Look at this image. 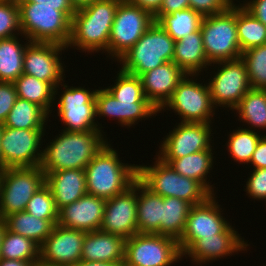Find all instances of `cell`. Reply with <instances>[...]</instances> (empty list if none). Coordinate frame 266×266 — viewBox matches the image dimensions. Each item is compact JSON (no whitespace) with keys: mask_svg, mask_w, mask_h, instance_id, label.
<instances>
[{"mask_svg":"<svg viewBox=\"0 0 266 266\" xmlns=\"http://www.w3.org/2000/svg\"><path fill=\"white\" fill-rule=\"evenodd\" d=\"M250 164L254 169L266 168V134L260 138L253 152Z\"/></svg>","mask_w":266,"mask_h":266,"instance_id":"48","label":"cell"},{"mask_svg":"<svg viewBox=\"0 0 266 266\" xmlns=\"http://www.w3.org/2000/svg\"><path fill=\"white\" fill-rule=\"evenodd\" d=\"M212 152V149H208L177 159L162 160L171 165L178 174L198 181L212 195L213 186L207 181V175L212 170L214 162Z\"/></svg>","mask_w":266,"mask_h":266,"instance_id":"28","label":"cell"},{"mask_svg":"<svg viewBox=\"0 0 266 266\" xmlns=\"http://www.w3.org/2000/svg\"><path fill=\"white\" fill-rule=\"evenodd\" d=\"M0 266H35V265L30 261L9 260L2 258L0 260Z\"/></svg>","mask_w":266,"mask_h":266,"instance_id":"51","label":"cell"},{"mask_svg":"<svg viewBox=\"0 0 266 266\" xmlns=\"http://www.w3.org/2000/svg\"><path fill=\"white\" fill-rule=\"evenodd\" d=\"M20 34L22 33L17 0H0V39L11 38Z\"/></svg>","mask_w":266,"mask_h":266,"instance_id":"42","label":"cell"},{"mask_svg":"<svg viewBox=\"0 0 266 266\" xmlns=\"http://www.w3.org/2000/svg\"><path fill=\"white\" fill-rule=\"evenodd\" d=\"M211 127V123H178L169 135L167 133L157 156L160 159H177L212 149Z\"/></svg>","mask_w":266,"mask_h":266,"instance_id":"16","label":"cell"},{"mask_svg":"<svg viewBox=\"0 0 266 266\" xmlns=\"http://www.w3.org/2000/svg\"><path fill=\"white\" fill-rule=\"evenodd\" d=\"M45 184L40 166L11 167L0 172V218L25 211L28 201Z\"/></svg>","mask_w":266,"mask_h":266,"instance_id":"8","label":"cell"},{"mask_svg":"<svg viewBox=\"0 0 266 266\" xmlns=\"http://www.w3.org/2000/svg\"><path fill=\"white\" fill-rule=\"evenodd\" d=\"M251 128L266 129V89L251 88L233 109Z\"/></svg>","mask_w":266,"mask_h":266,"instance_id":"35","label":"cell"},{"mask_svg":"<svg viewBox=\"0 0 266 266\" xmlns=\"http://www.w3.org/2000/svg\"><path fill=\"white\" fill-rule=\"evenodd\" d=\"M237 35L241 51L266 44V26L247 11L236 4Z\"/></svg>","mask_w":266,"mask_h":266,"instance_id":"34","label":"cell"},{"mask_svg":"<svg viewBox=\"0 0 266 266\" xmlns=\"http://www.w3.org/2000/svg\"><path fill=\"white\" fill-rule=\"evenodd\" d=\"M95 1L96 0H69L71 6L75 11L91 5Z\"/></svg>","mask_w":266,"mask_h":266,"instance_id":"53","label":"cell"},{"mask_svg":"<svg viewBox=\"0 0 266 266\" xmlns=\"http://www.w3.org/2000/svg\"><path fill=\"white\" fill-rule=\"evenodd\" d=\"M215 194L208 197L203 203L190 208L186 225L178 245L183 254L197 239L221 234L230 224L227 222L215 199Z\"/></svg>","mask_w":266,"mask_h":266,"instance_id":"17","label":"cell"},{"mask_svg":"<svg viewBox=\"0 0 266 266\" xmlns=\"http://www.w3.org/2000/svg\"><path fill=\"white\" fill-rule=\"evenodd\" d=\"M86 231L54 225L50 235L40 246V261L49 264L76 266Z\"/></svg>","mask_w":266,"mask_h":266,"instance_id":"19","label":"cell"},{"mask_svg":"<svg viewBox=\"0 0 266 266\" xmlns=\"http://www.w3.org/2000/svg\"><path fill=\"white\" fill-rule=\"evenodd\" d=\"M188 8H190V0H163L159 11L154 15V21L157 22L163 15Z\"/></svg>","mask_w":266,"mask_h":266,"instance_id":"46","label":"cell"},{"mask_svg":"<svg viewBox=\"0 0 266 266\" xmlns=\"http://www.w3.org/2000/svg\"><path fill=\"white\" fill-rule=\"evenodd\" d=\"M200 30L203 47L210 64L241 58V48L237 35L236 4L223 13L205 16Z\"/></svg>","mask_w":266,"mask_h":266,"instance_id":"7","label":"cell"},{"mask_svg":"<svg viewBox=\"0 0 266 266\" xmlns=\"http://www.w3.org/2000/svg\"><path fill=\"white\" fill-rule=\"evenodd\" d=\"M126 239L96 230L86 232L81 261H99L124 264Z\"/></svg>","mask_w":266,"mask_h":266,"instance_id":"25","label":"cell"},{"mask_svg":"<svg viewBox=\"0 0 266 266\" xmlns=\"http://www.w3.org/2000/svg\"><path fill=\"white\" fill-rule=\"evenodd\" d=\"M106 200L86 194L59 210L58 225L92 232L100 230Z\"/></svg>","mask_w":266,"mask_h":266,"instance_id":"22","label":"cell"},{"mask_svg":"<svg viewBox=\"0 0 266 266\" xmlns=\"http://www.w3.org/2000/svg\"><path fill=\"white\" fill-rule=\"evenodd\" d=\"M214 64H218V70L212 79H208L211 80L208 81V86L212 103L216 108L220 106L233 111L251 89L246 65L241 58L215 62L212 65Z\"/></svg>","mask_w":266,"mask_h":266,"instance_id":"12","label":"cell"},{"mask_svg":"<svg viewBox=\"0 0 266 266\" xmlns=\"http://www.w3.org/2000/svg\"><path fill=\"white\" fill-rule=\"evenodd\" d=\"M186 75L173 61L142 74L140 79L145 97L159 111Z\"/></svg>","mask_w":266,"mask_h":266,"instance_id":"23","label":"cell"},{"mask_svg":"<svg viewBox=\"0 0 266 266\" xmlns=\"http://www.w3.org/2000/svg\"><path fill=\"white\" fill-rule=\"evenodd\" d=\"M58 210L87 194L85 169L44 171Z\"/></svg>","mask_w":266,"mask_h":266,"instance_id":"24","label":"cell"},{"mask_svg":"<svg viewBox=\"0 0 266 266\" xmlns=\"http://www.w3.org/2000/svg\"><path fill=\"white\" fill-rule=\"evenodd\" d=\"M6 230V224L3 219L0 218V260L2 259L1 256V245H2V240H3V234Z\"/></svg>","mask_w":266,"mask_h":266,"instance_id":"54","label":"cell"},{"mask_svg":"<svg viewBox=\"0 0 266 266\" xmlns=\"http://www.w3.org/2000/svg\"><path fill=\"white\" fill-rule=\"evenodd\" d=\"M108 142L85 167L87 194L111 199L138 178V165L122 163Z\"/></svg>","mask_w":266,"mask_h":266,"instance_id":"3","label":"cell"},{"mask_svg":"<svg viewBox=\"0 0 266 266\" xmlns=\"http://www.w3.org/2000/svg\"><path fill=\"white\" fill-rule=\"evenodd\" d=\"M3 123H0V168L2 169V157H1V137L3 131Z\"/></svg>","mask_w":266,"mask_h":266,"instance_id":"55","label":"cell"},{"mask_svg":"<svg viewBox=\"0 0 266 266\" xmlns=\"http://www.w3.org/2000/svg\"><path fill=\"white\" fill-rule=\"evenodd\" d=\"M21 35L31 42H48L67 46L71 33V18L57 7L36 6L17 1Z\"/></svg>","mask_w":266,"mask_h":266,"instance_id":"4","label":"cell"},{"mask_svg":"<svg viewBox=\"0 0 266 266\" xmlns=\"http://www.w3.org/2000/svg\"><path fill=\"white\" fill-rule=\"evenodd\" d=\"M45 129H16L3 127L1 137L2 169L40 166L41 140Z\"/></svg>","mask_w":266,"mask_h":266,"instance_id":"13","label":"cell"},{"mask_svg":"<svg viewBox=\"0 0 266 266\" xmlns=\"http://www.w3.org/2000/svg\"><path fill=\"white\" fill-rule=\"evenodd\" d=\"M26 46L27 43L20 44L17 36L0 39V82H14L23 74Z\"/></svg>","mask_w":266,"mask_h":266,"instance_id":"32","label":"cell"},{"mask_svg":"<svg viewBox=\"0 0 266 266\" xmlns=\"http://www.w3.org/2000/svg\"><path fill=\"white\" fill-rule=\"evenodd\" d=\"M233 4V0H190V8L202 17L223 13Z\"/></svg>","mask_w":266,"mask_h":266,"instance_id":"43","label":"cell"},{"mask_svg":"<svg viewBox=\"0 0 266 266\" xmlns=\"http://www.w3.org/2000/svg\"><path fill=\"white\" fill-rule=\"evenodd\" d=\"M13 82H0V123H3L17 100Z\"/></svg>","mask_w":266,"mask_h":266,"instance_id":"45","label":"cell"},{"mask_svg":"<svg viewBox=\"0 0 266 266\" xmlns=\"http://www.w3.org/2000/svg\"><path fill=\"white\" fill-rule=\"evenodd\" d=\"M35 266H67V265H56V264H49L46 262L38 261Z\"/></svg>","mask_w":266,"mask_h":266,"instance_id":"56","label":"cell"},{"mask_svg":"<svg viewBox=\"0 0 266 266\" xmlns=\"http://www.w3.org/2000/svg\"><path fill=\"white\" fill-rule=\"evenodd\" d=\"M3 220L7 230L30 238L39 246L44 243L54 227L50 220L37 218L26 211L12 213Z\"/></svg>","mask_w":266,"mask_h":266,"instance_id":"29","label":"cell"},{"mask_svg":"<svg viewBox=\"0 0 266 266\" xmlns=\"http://www.w3.org/2000/svg\"><path fill=\"white\" fill-rule=\"evenodd\" d=\"M62 131L42 150L43 171L85 169L108 142L101 131Z\"/></svg>","mask_w":266,"mask_h":266,"instance_id":"1","label":"cell"},{"mask_svg":"<svg viewBox=\"0 0 266 266\" xmlns=\"http://www.w3.org/2000/svg\"><path fill=\"white\" fill-rule=\"evenodd\" d=\"M174 39L157 23L118 60L123 72L140 77L154 68L172 61Z\"/></svg>","mask_w":266,"mask_h":266,"instance_id":"6","label":"cell"},{"mask_svg":"<svg viewBox=\"0 0 266 266\" xmlns=\"http://www.w3.org/2000/svg\"><path fill=\"white\" fill-rule=\"evenodd\" d=\"M96 117H111L130 128L138 120L157 115L158 110L149 101H119L106 88L97 89L95 95Z\"/></svg>","mask_w":266,"mask_h":266,"instance_id":"21","label":"cell"},{"mask_svg":"<svg viewBox=\"0 0 266 266\" xmlns=\"http://www.w3.org/2000/svg\"><path fill=\"white\" fill-rule=\"evenodd\" d=\"M248 128L241 127L240 129L238 127V130L233 129V133L229 134L228 142H226L230 156L234 161L240 162V164L250 163L253 152L255 151L260 138L263 136L252 130L250 126Z\"/></svg>","mask_w":266,"mask_h":266,"instance_id":"38","label":"cell"},{"mask_svg":"<svg viewBox=\"0 0 266 266\" xmlns=\"http://www.w3.org/2000/svg\"><path fill=\"white\" fill-rule=\"evenodd\" d=\"M163 197L137 178V228L141 234H160Z\"/></svg>","mask_w":266,"mask_h":266,"instance_id":"27","label":"cell"},{"mask_svg":"<svg viewBox=\"0 0 266 266\" xmlns=\"http://www.w3.org/2000/svg\"><path fill=\"white\" fill-rule=\"evenodd\" d=\"M251 88L266 89V44L242 52Z\"/></svg>","mask_w":266,"mask_h":266,"instance_id":"39","label":"cell"},{"mask_svg":"<svg viewBox=\"0 0 266 266\" xmlns=\"http://www.w3.org/2000/svg\"><path fill=\"white\" fill-rule=\"evenodd\" d=\"M1 256L9 260L30 261L36 265L40 260V246L32 239L6 229L3 234Z\"/></svg>","mask_w":266,"mask_h":266,"instance_id":"36","label":"cell"},{"mask_svg":"<svg viewBox=\"0 0 266 266\" xmlns=\"http://www.w3.org/2000/svg\"><path fill=\"white\" fill-rule=\"evenodd\" d=\"M155 160L152 166L138 165V179L153 193L163 198L176 197L192 206L203 203L211 196L198 181L178 174L159 157Z\"/></svg>","mask_w":266,"mask_h":266,"instance_id":"5","label":"cell"},{"mask_svg":"<svg viewBox=\"0 0 266 266\" xmlns=\"http://www.w3.org/2000/svg\"><path fill=\"white\" fill-rule=\"evenodd\" d=\"M25 211L37 218L50 220L54 225L58 224L59 210L52 192L46 184L41 186L31 197Z\"/></svg>","mask_w":266,"mask_h":266,"instance_id":"40","label":"cell"},{"mask_svg":"<svg viewBox=\"0 0 266 266\" xmlns=\"http://www.w3.org/2000/svg\"><path fill=\"white\" fill-rule=\"evenodd\" d=\"M194 76L199 75L188 74L181 80L159 113L167 108L177 113L181 122L212 123L216 108L211 100L208 83L200 84Z\"/></svg>","mask_w":266,"mask_h":266,"instance_id":"10","label":"cell"},{"mask_svg":"<svg viewBox=\"0 0 266 266\" xmlns=\"http://www.w3.org/2000/svg\"><path fill=\"white\" fill-rule=\"evenodd\" d=\"M112 87L106 88L119 101H148L143 92L140 77L123 72L121 69Z\"/></svg>","mask_w":266,"mask_h":266,"instance_id":"41","label":"cell"},{"mask_svg":"<svg viewBox=\"0 0 266 266\" xmlns=\"http://www.w3.org/2000/svg\"><path fill=\"white\" fill-rule=\"evenodd\" d=\"M132 5L138 6L148 12L153 16L159 11L163 0H128Z\"/></svg>","mask_w":266,"mask_h":266,"instance_id":"50","label":"cell"},{"mask_svg":"<svg viewBox=\"0 0 266 266\" xmlns=\"http://www.w3.org/2000/svg\"><path fill=\"white\" fill-rule=\"evenodd\" d=\"M202 16L191 8L163 15L157 23L178 41L200 29Z\"/></svg>","mask_w":266,"mask_h":266,"instance_id":"37","label":"cell"},{"mask_svg":"<svg viewBox=\"0 0 266 266\" xmlns=\"http://www.w3.org/2000/svg\"><path fill=\"white\" fill-rule=\"evenodd\" d=\"M121 0H96L75 11L71 18L70 39L66 46L82 52L108 54V43L115 13Z\"/></svg>","mask_w":266,"mask_h":266,"instance_id":"2","label":"cell"},{"mask_svg":"<svg viewBox=\"0 0 266 266\" xmlns=\"http://www.w3.org/2000/svg\"><path fill=\"white\" fill-rule=\"evenodd\" d=\"M100 230L126 240L138 233L137 179L124 193L106 200Z\"/></svg>","mask_w":266,"mask_h":266,"instance_id":"18","label":"cell"},{"mask_svg":"<svg viewBox=\"0 0 266 266\" xmlns=\"http://www.w3.org/2000/svg\"><path fill=\"white\" fill-rule=\"evenodd\" d=\"M172 61L187 75H200L204 68L212 66L204 51L200 29L175 41Z\"/></svg>","mask_w":266,"mask_h":266,"instance_id":"26","label":"cell"},{"mask_svg":"<svg viewBox=\"0 0 266 266\" xmlns=\"http://www.w3.org/2000/svg\"><path fill=\"white\" fill-rule=\"evenodd\" d=\"M249 244L229 225L221 234L197 239L183 254L192 258L197 264H205L217 258L232 255L234 252L247 251Z\"/></svg>","mask_w":266,"mask_h":266,"instance_id":"20","label":"cell"},{"mask_svg":"<svg viewBox=\"0 0 266 266\" xmlns=\"http://www.w3.org/2000/svg\"><path fill=\"white\" fill-rule=\"evenodd\" d=\"M76 266H123V265L109 263V262H99V261H80Z\"/></svg>","mask_w":266,"mask_h":266,"instance_id":"52","label":"cell"},{"mask_svg":"<svg viewBox=\"0 0 266 266\" xmlns=\"http://www.w3.org/2000/svg\"><path fill=\"white\" fill-rule=\"evenodd\" d=\"M246 182V192L249 197L257 200L266 199V168L253 169Z\"/></svg>","mask_w":266,"mask_h":266,"instance_id":"44","label":"cell"},{"mask_svg":"<svg viewBox=\"0 0 266 266\" xmlns=\"http://www.w3.org/2000/svg\"><path fill=\"white\" fill-rule=\"evenodd\" d=\"M182 258L177 239L137 233L125 242L123 266H171Z\"/></svg>","mask_w":266,"mask_h":266,"instance_id":"9","label":"cell"},{"mask_svg":"<svg viewBox=\"0 0 266 266\" xmlns=\"http://www.w3.org/2000/svg\"><path fill=\"white\" fill-rule=\"evenodd\" d=\"M36 3V6L57 7V10L65 12L70 18L75 14L69 0H17Z\"/></svg>","mask_w":266,"mask_h":266,"instance_id":"47","label":"cell"},{"mask_svg":"<svg viewBox=\"0 0 266 266\" xmlns=\"http://www.w3.org/2000/svg\"><path fill=\"white\" fill-rule=\"evenodd\" d=\"M49 116L40 106L17 98L3 126L16 129H45Z\"/></svg>","mask_w":266,"mask_h":266,"instance_id":"31","label":"cell"},{"mask_svg":"<svg viewBox=\"0 0 266 266\" xmlns=\"http://www.w3.org/2000/svg\"><path fill=\"white\" fill-rule=\"evenodd\" d=\"M64 91L58 98V116L66 131H102L95 122V95L97 90L89 91L82 87L60 84ZM67 126V127H66Z\"/></svg>","mask_w":266,"mask_h":266,"instance_id":"14","label":"cell"},{"mask_svg":"<svg viewBox=\"0 0 266 266\" xmlns=\"http://www.w3.org/2000/svg\"><path fill=\"white\" fill-rule=\"evenodd\" d=\"M242 6L266 26V0H249Z\"/></svg>","mask_w":266,"mask_h":266,"instance_id":"49","label":"cell"},{"mask_svg":"<svg viewBox=\"0 0 266 266\" xmlns=\"http://www.w3.org/2000/svg\"><path fill=\"white\" fill-rule=\"evenodd\" d=\"M18 98L27 100L40 106L48 115L56 101L54 98L55 88L48 82L39 80L28 74H21L13 82Z\"/></svg>","mask_w":266,"mask_h":266,"instance_id":"30","label":"cell"},{"mask_svg":"<svg viewBox=\"0 0 266 266\" xmlns=\"http://www.w3.org/2000/svg\"><path fill=\"white\" fill-rule=\"evenodd\" d=\"M192 205L176 197H165L162 202L160 234L179 239L184 231Z\"/></svg>","mask_w":266,"mask_h":266,"instance_id":"33","label":"cell"},{"mask_svg":"<svg viewBox=\"0 0 266 266\" xmlns=\"http://www.w3.org/2000/svg\"><path fill=\"white\" fill-rule=\"evenodd\" d=\"M154 22V16L150 12L132 5L128 0H121L109 37V57L112 56L118 62Z\"/></svg>","mask_w":266,"mask_h":266,"instance_id":"11","label":"cell"},{"mask_svg":"<svg viewBox=\"0 0 266 266\" xmlns=\"http://www.w3.org/2000/svg\"><path fill=\"white\" fill-rule=\"evenodd\" d=\"M27 41L23 73L50 83L55 88L54 98H56L65 72L59 54L62 50H66V47L56 43Z\"/></svg>","mask_w":266,"mask_h":266,"instance_id":"15","label":"cell"}]
</instances>
